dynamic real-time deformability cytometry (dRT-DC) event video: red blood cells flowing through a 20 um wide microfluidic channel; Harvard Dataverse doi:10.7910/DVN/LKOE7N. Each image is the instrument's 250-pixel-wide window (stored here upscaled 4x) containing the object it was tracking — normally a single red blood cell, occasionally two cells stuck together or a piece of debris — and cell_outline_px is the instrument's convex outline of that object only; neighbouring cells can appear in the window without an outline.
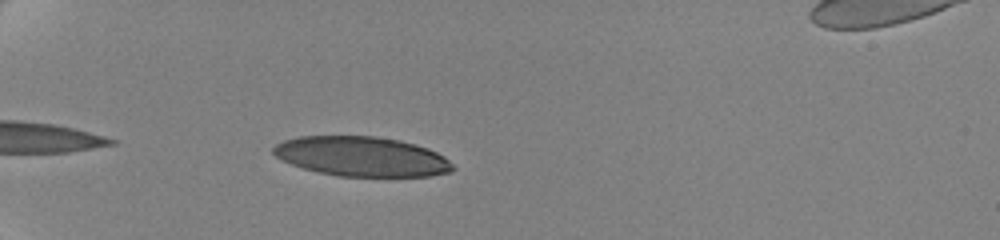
{"species": "human", "species_latin": "Homo sapiens", "temperature_condition": "cold", "stored_images_in_passage": 40, "camera_frame_rate_fps": 3000, "um_per_image_px": 0.085, "donor": {"sex": "female"}, "frame": {"image": 1, "passage_image": 4, "time_ms": 1.0, "image_size_px": [1000, 240], "cell_outline_px": [[456, 168], [452, 172], [432, 176], [340, 176], [320, 172], [304, 168], [280, 160], [272, 152], [272, 148], [276, 144], [284, 140], [300, 136], [376, 136], [400, 140], [416, 144], [428, 148], [444, 156]], "centroid_in_image_um": [30.77, 13.3], "position_along_channel_um": 54.2, "area_um2": 41.62}}
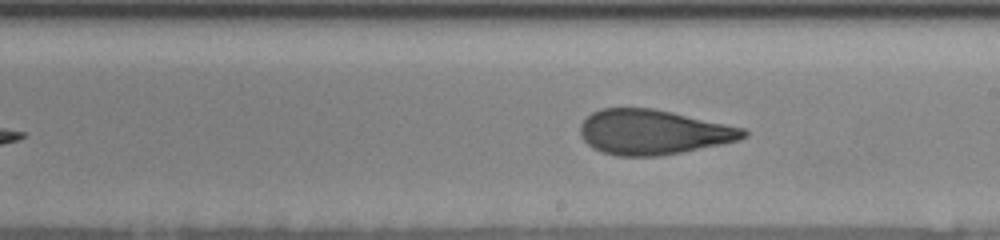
{"frame": {"image": 2, "passage_image": 22, "time_ms": 7.0, "image_size_px": [1000, 240], "cell_outline_px": [[748, 136], [736, 140], [720, 144], [660, 156], [616, 156], [592, 148], [580, 136], [580, 124], [592, 112], [600, 108], [652, 108], [672, 112], [744, 128], [748, 132]], "centroid_in_image_um": [55.48, 11.22], "position_along_channel_um": 233.5, "area_um2": 42.43}}
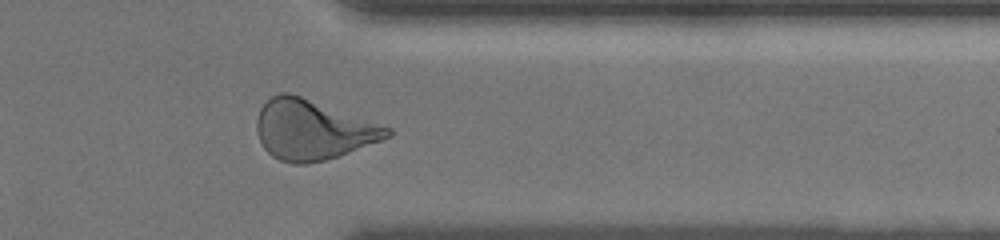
{"frame": {"image": 3, "passage_image": 35, "time_ms": 11.333, "image_size_px": [1000, 240], "cell_outline_px": [[392, 136], [348, 152], [324, 160], [308, 164], [292, 164], [280, 160], [272, 156], [264, 148], [256, 132], [256, 120], [260, 108], [272, 96], [280, 92], [288, 92], [300, 96], [392, 128]], "centroid_in_image_um": [26.54, 11.04], "position_along_channel_um": 384.9, "area_um2": 45.08}, "authors_computed_cell_mechanics": {"area_um2": 42.9743, "velocity_mm_per_s": 3.515, "shape_relaxation_time_tau1_ms": 5.0945, "shape_relaxation_time_tau2_ms": 1.4337, "deformation_change_tau1": 0.1967, "deformation_change_tau2": 0.0977}}